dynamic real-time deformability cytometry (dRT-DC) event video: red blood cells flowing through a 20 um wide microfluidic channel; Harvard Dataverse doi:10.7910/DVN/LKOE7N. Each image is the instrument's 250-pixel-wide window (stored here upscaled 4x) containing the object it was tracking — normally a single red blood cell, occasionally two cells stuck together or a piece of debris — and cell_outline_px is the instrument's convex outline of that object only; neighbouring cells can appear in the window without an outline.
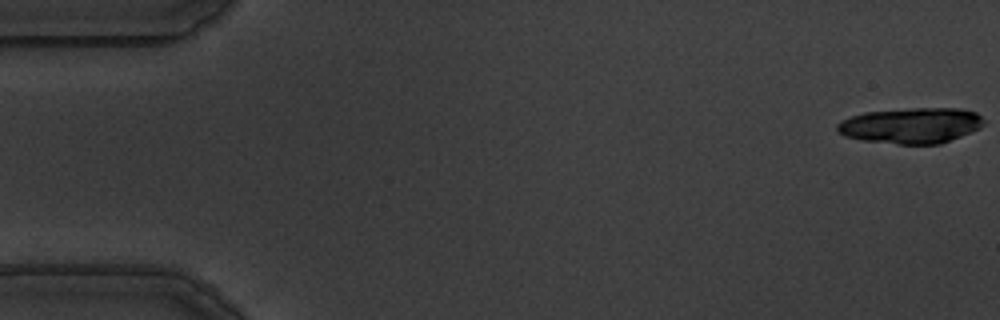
{"species": "common noctule bat (a hibernating species)", "species_latin": "Nyctalus noctula", "temperature_condition": "warm", "stored_images_in_passage": 20, "camera_frame_rate_fps": 3000, "um_per_image_px": 0.085, "animal": {"sex": "male", "body_mass_g": 19.5, "forearm_length_mm": 54.6}, "frame": {"image": 1, "passage_image": 1, "time_ms": 0.0, "image_size_px": [1000, 320], "cell_outline_px": [[984, 124], [980, 128], [940, 144], [900, 144], [864, 140], [844, 136], [836, 128], [836, 124], [840, 120], [864, 112], [912, 108], [956, 108], [976, 112], [984, 120]], "centroid_in_image_um": [77.44, 10.66], "position_along_channel_um": 7.6, "area_um2": 30.35}}